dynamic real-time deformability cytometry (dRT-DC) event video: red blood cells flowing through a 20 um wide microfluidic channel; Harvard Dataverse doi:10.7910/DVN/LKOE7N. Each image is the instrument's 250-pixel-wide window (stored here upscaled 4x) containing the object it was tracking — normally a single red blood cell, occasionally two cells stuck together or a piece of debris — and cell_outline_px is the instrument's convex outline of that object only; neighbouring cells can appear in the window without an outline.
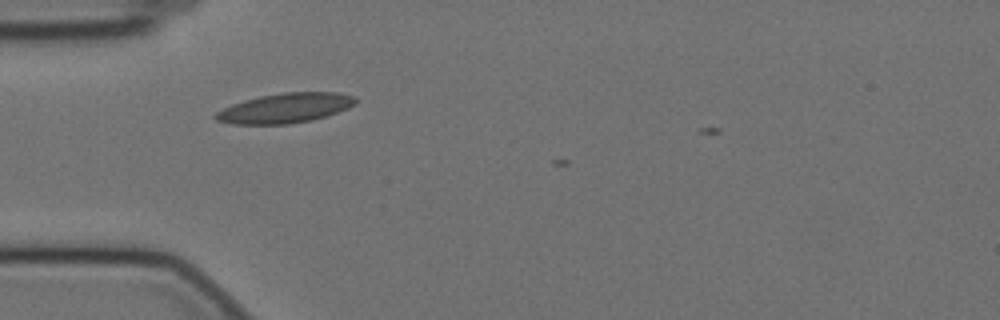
{"species": "Egyptian fruit bat (a non-hibernating species)", "species_latin": "Rousettus aegyptiacus", "temperature_condition": "cold", "stored_images_in_passage": 4, "camera_frame_rate_fps": 3000, "um_per_image_px": 0.085, "animal": {"sex": "female"}, "frame": {"image": 1, "passage_image": 2, "time_ms": 0.333, "image_size_px": [1000, 320], "cell_outline_px": [[360, 100], [356, 104], [348, 108], [312, 120], [288, 124], [232, 124], [216, 120], [212, 116], [216, 112], [232, 104], [244, 100], [260, 96], [284, 92], [336, 92], [356, 96]], "centroid_in_image_um": [24.26, 9.18], "position_along_channel_um": 60.7, "area_um2": 24.33}}